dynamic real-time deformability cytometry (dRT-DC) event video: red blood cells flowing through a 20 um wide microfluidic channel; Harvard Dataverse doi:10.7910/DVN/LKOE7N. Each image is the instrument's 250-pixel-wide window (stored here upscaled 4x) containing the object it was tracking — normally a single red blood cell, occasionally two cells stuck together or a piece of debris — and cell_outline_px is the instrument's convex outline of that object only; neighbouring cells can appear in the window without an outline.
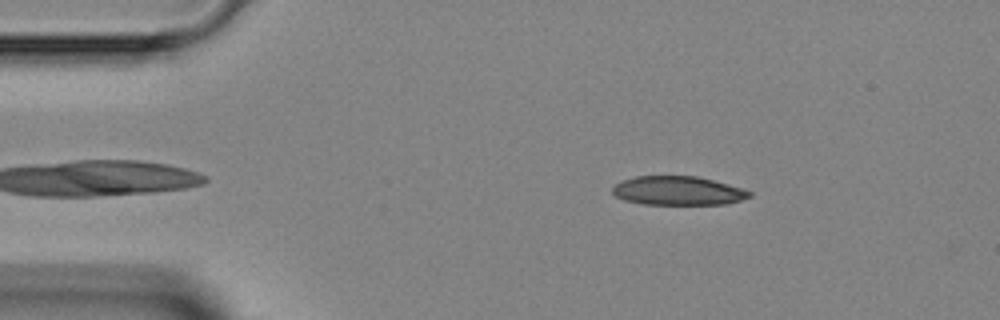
{"species": "Egyptian fruit bat (a non-hibernating species)", "species_latin": "Rousettus aegyptiacus", "temperature_condition": "room temperature", "stored_images_in_passage": 43, "camera_frame_rate_fps": 3000, "um_per_image_px": 0.085, "animal": {"sex": "female"}, "frame": {"image": 1, "passage_image": 3, "time_ms": 0.667, "image_size_px": [1000, 320], "cell_outline_px": [[752, 196], [728, 204], [640, 204], [624, 200], [616, 196], [612, 192], [612, 188], [616, 184], [624, 180], [636, 176], [696, 176], [744, 188], [752, 192]], "centroid_in_image_um": [57.65, 16.22], "position_along_channel_um": 27.4, "area_um2": 23.06}}
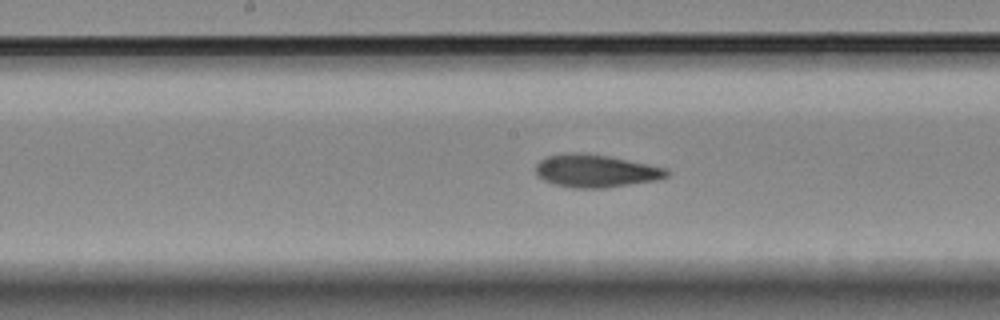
{"frame": {"image": 2, "passage_image": 20, "time_ms": 6.333, "image_size_px": [1000, 320], "cell_outline_px": [[668, 176], [656, 180], [604, 188], [572, 188], [556, 184], [544, 180], [536, 176], [536, 164], [544, 156], [608, 156], [668, 168]], "centroid_in_image_um": [50.68, 14.58], "position_along_channel_um": 197.5, "area_um2": 23.99}}
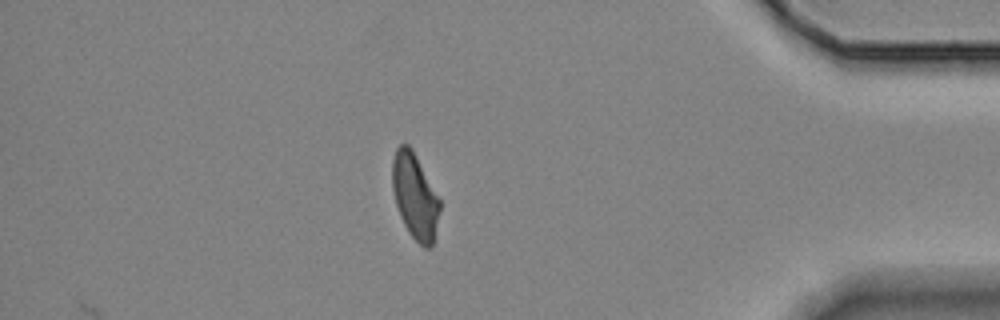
{"frame": {"image": 3, "passage_image": 37, "time_ms": 12.0, "image_size_px": [1000, 320], "cell_outline_px": [[440, 208], [432, 244], [428, 248], [424, 248], [408, 232], [400, 216], [396, 204], [392, 188], [392, 160], [396, 148], [400, 144], [408, 144], [412, 148], [440, 200]], "centroid_in_image_um": [35.24, 16.65], "position_along_channel_um": 400.0, "area_um2": 23.35}}